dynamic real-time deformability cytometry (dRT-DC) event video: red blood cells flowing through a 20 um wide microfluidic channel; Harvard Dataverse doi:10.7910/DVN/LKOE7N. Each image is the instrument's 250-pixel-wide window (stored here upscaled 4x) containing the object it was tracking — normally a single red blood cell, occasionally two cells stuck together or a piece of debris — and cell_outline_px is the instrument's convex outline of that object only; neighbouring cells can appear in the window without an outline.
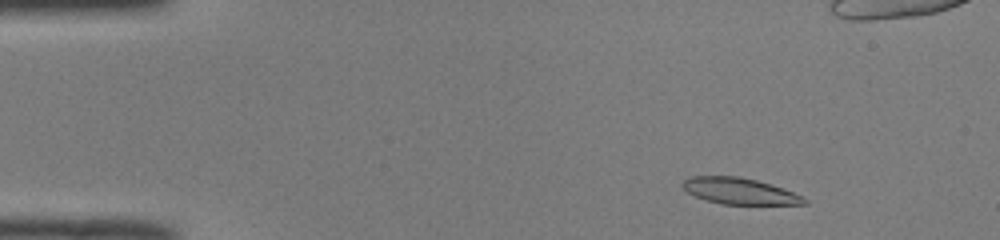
{"species": "common noctule bat (a hibernating species)", "species_latin": "Nyctalus noctula", "temperature_condition": "room temperature", "stored_images_in_passage": 48, "camera_frame_rate_fps": 3000, "um_per_image_px": 0.085, "animal": {"sex": "male", "body_mass_g": 19.0, "forearm_length_mm": 50.8}, "frame": {"image": 1, "passage_image": 4, "time_ms": 1.0, "image_size_px": [1000, 240], "cell_outline_px": [[808, 204], [720, 204], [696, 196], [688, 192], [680, 184], [684, 180], [692, 176], [740, 176], [756, 180], [792, 192], [808, 200]], "centroid_in_image_um": [62.83, 16.24], "position_along_channel_um": 22.2, "area_um2": 18.26}}
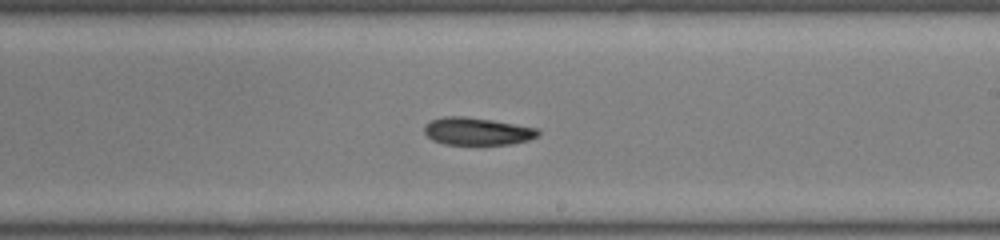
{"frame": {"image": 2, "passage_image": 27, "time_ms": 8.667, "image_size_px": [1000, 240], "cell_outline_px": [[540, 132], [536, 136], [528, 140], [512, 144], [444, 144], [432, 140], [424, 132], [424, 124], [432, 120], [444, 116], [464, 116], [492, 120], [536, 128]], "centroid_in_image_um": [40.52, 11.16], "position_along_channel_um": 248.5, "area_um2": 18.09}}
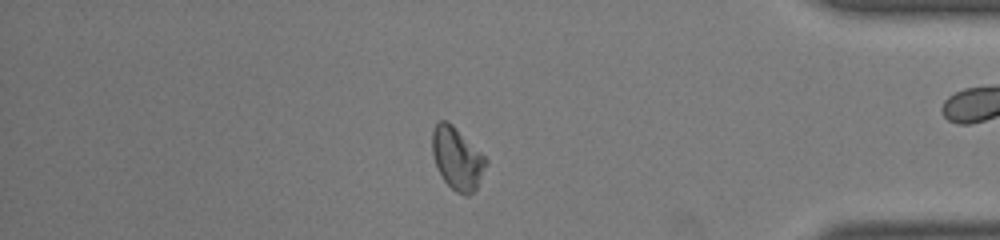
{"frame": {"image": 3, "passage_image": 40, "time_ms": 13.0, "image_size_px": [1000, 240], "cell_outline_px": [[488, 164], [476, 188], [468, 196], [464, 196], [456, 192], [444, 180], [436, 164], [432, 152], [432, 132], [436, 124], [440, 120], [448, 120], [488, 160]], "centroid_in_image_um": [38.86, 13.47], "position_along_channel_um": 396.3, "area_um2": 19.25}}